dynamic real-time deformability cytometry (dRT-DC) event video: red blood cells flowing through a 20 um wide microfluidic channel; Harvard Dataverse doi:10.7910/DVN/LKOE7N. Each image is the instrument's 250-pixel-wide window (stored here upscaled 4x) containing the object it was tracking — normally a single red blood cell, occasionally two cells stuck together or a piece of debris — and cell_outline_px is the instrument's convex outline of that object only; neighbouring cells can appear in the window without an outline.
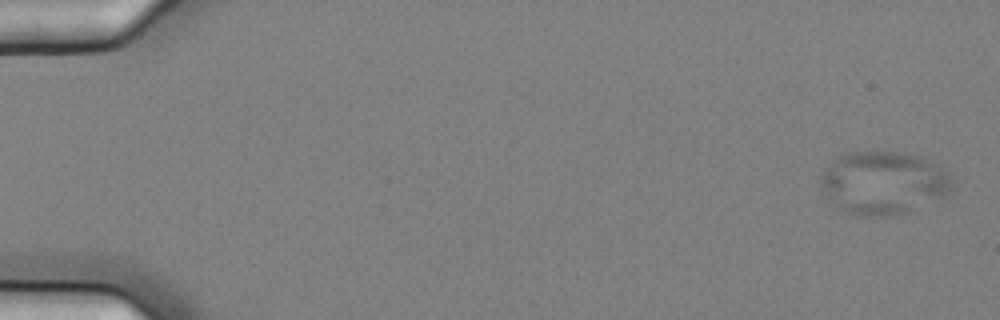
{"species": "common noctule bat (a hibernating species)", "species_latin": "Nyctalus noctula", "temperature_condition": "cold", "stored_images_in_passage": 5, "camera_frame_rate_fps": 3000, "um_per_image_px": 0.085, "animal": {"sex": "female", "body_mass_g": 25.1}, "frame": {"image": 1, "passage_image": 1, "time_ms": 0.0, "image_size_px": [1000, 320], "cell_outline_px": [[952, 184], [948, 192], [944, 196], [908, 212], [896, 216], [868, 216], [848, 212], [840, 208], [820, 188], [820, 176], [832, 160], [836, 156], [848, 152], [896, 152], [920, 156], [936, 164], [948, 176]], "centroid_in_image_um": [75.05, 15.53], "position_along_channel_um": 9.9, "area_um2": 47.69}}
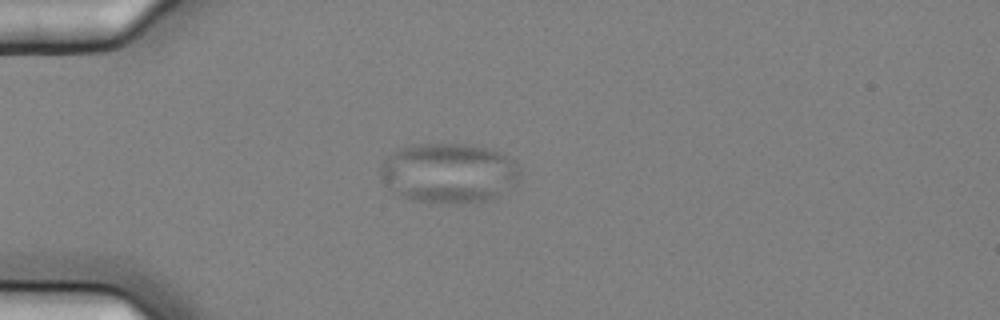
{"frame": {"image": 2, "passage_image": 5, "time_ms": 1.333, "image_size_px": [1000, 320], "cell_outline_px": [[520, 176], [512, 184], [496, 196], [484, 200], [460, 204], [412, 200], [388, 188], [380, 172], [380, 168], [384, 160], [388, 156], [400, 148], [416, 144], [468, 144], [488, 148], [500, 152], [516, 160], [520, 168]], "centroid_in_image_um": [38.16, 14.68], "position_along_channel_um": 46.8, "area_um2": 48.32}}